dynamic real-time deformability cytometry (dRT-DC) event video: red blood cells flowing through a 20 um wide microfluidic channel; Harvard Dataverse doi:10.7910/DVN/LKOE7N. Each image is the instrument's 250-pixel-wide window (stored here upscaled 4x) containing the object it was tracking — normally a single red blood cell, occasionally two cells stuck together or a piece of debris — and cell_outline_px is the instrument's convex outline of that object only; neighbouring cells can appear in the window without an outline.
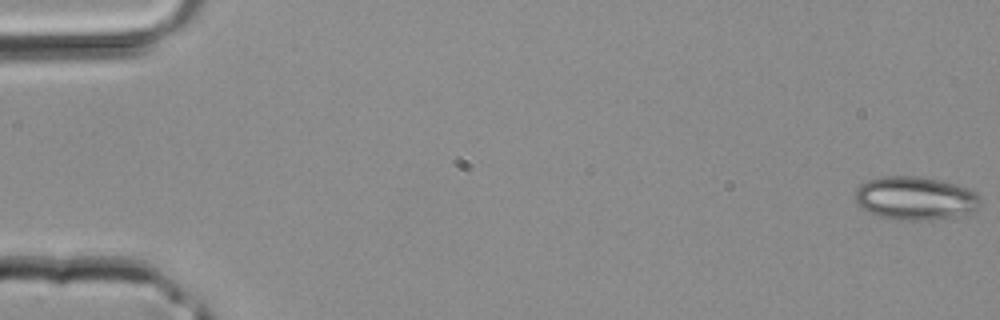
{"species": "common noctule bat (a hibernating species)", "species_latin": "Nyctalus noctula", "temperature_condition": "room temperature", "stored_images_in_passage": 10, "camera_frame_rate_fps": 3000, "um_per_image_px": 0.085, "animal": {"sex": "male", "body_mass_g": 20.4}, "frame": {"image": 1, "passage_image": 1, "time_ms": 0.0, "image_size_px": [1000, 320], "cell_outline_px": [[984, 200], [976, 212], [956, 216], [932, 220], [896, 220], [876, 216], [860, 208], [856, 204], [856, 188], [860, 184], [868, 180], [880, 176], [920, 176], [940, 180], [956, 184], [968, 188], [976, 192]], "centroid_in_image_um": [77.83, 16.86], "position_along_channel_um": 7.2, "area_um2": 32.43}}